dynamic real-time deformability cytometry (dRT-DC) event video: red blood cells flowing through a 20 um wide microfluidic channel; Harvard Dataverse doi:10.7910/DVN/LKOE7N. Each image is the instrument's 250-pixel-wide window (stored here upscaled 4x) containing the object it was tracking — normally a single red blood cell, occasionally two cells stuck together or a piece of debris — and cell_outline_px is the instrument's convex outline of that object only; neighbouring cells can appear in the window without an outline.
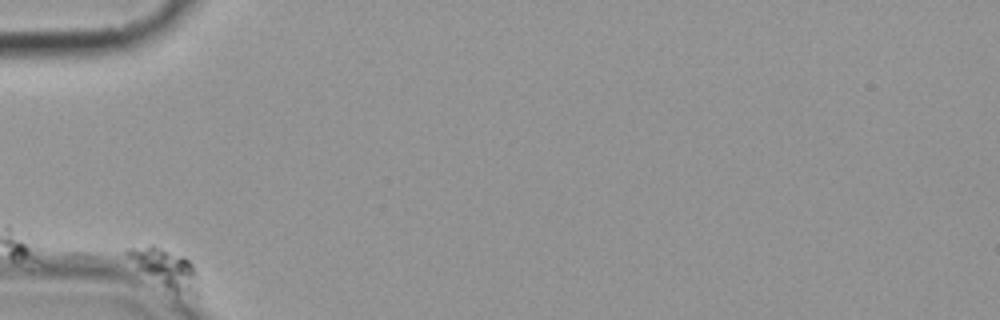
{"species": "common noctule bat (a hibernating species)", "species_latin": "Nyctalus noctula", "temperature_condition": "cold", "stored_images_in_passage": 2, "camera_frame_rate_fps": 3000, "um_per_image_px": 0.085, "animal": {"sex": "female", "body_mass_g": 19.9}, "frame": {"image": 1, "passage_image": 1, "time_ms": 0.0, "image_size_px": [1000, 320], "cell_outline_px": [[196, 276], [188, 292], [176, 292], [136, 268], [124, 252], [128, 248], [152, 244], [184, 256], [192, 264], [196, 272]], "centroid_in_image_um": [13.9, 22.65], "position_along_channel_um": 71.1, "area_um2": 14.74}}